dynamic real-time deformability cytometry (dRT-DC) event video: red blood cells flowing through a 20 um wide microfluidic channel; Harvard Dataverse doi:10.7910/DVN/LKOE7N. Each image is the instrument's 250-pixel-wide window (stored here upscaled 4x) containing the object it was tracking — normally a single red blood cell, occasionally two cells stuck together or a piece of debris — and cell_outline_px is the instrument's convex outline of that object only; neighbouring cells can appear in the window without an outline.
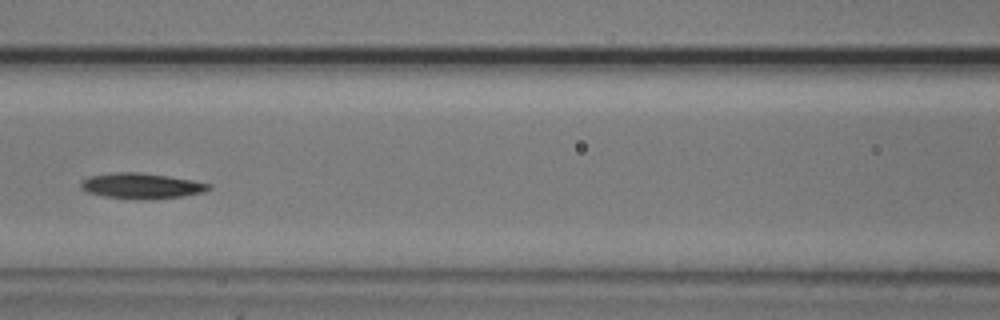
{"species": "common noctule bat (a hibernating species)", "species_latin": "Nyctalus noctula", "temperature_condition": "cold", "stored_images_in_passage": 6, "camera_frame_rate_fps": 3000, "um_per_image_px": 0.085, "animal": {"sex": "male", "body_mass_g": 20.5, "forearm_length_mm": 52.5}, "frame": {"image": 1, "passage_image": 6, "time_ms": 6.667, "image_size_px": [1000, 320], "cell_outline_px": [[212, 188], [200, 192], [180, 196], [144, 200], [140, 200], [104, 196], [88, 192], [80, 188], [80, 180], [88, 176], [112, 172], [140, 172], [168, 176], [192, 180], [212, 184]], "centroid_in_image_um": [11.96, 15.79], "position_along_channel_um": 154.6, "area_um2": 19.07}}